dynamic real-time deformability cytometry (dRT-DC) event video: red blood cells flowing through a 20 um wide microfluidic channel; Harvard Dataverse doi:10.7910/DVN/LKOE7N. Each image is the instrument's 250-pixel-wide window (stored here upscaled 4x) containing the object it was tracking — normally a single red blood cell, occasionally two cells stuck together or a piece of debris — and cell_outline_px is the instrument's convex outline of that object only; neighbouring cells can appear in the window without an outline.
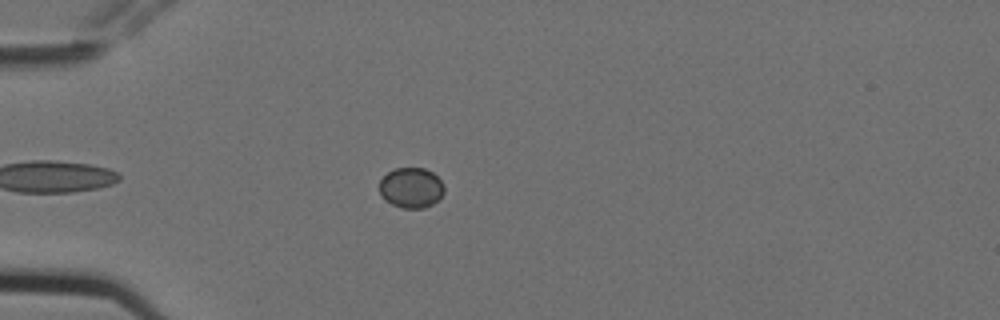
{"species": "Egyptian fruit bat (a non-hibernating species)", "species_latin": "Rousettus aegyptiacus", "temperature_condition": "cold", "stored_images_in_passage": 10, "camera_frame_rate_fps": 3000, "um_per_image_px": 0.085, "animal": {"sex": "female"}, "frame": {"image": 1, "passage_image": 4, "time_ms": 1.0, "image_size_px": [1000, 320], "cell_outline_px": [[444, 192], [432, 204], [424, 208], [400, 208], [384, 200], [380, 192], [380, 180], [388, 172], [396, 168], [424, 168], [432, 172], [444, 184]], "centroid_in_image_um": [34.94, 15.96], "position_along_channel_um": 50.1, "area_um2": 15.14}}
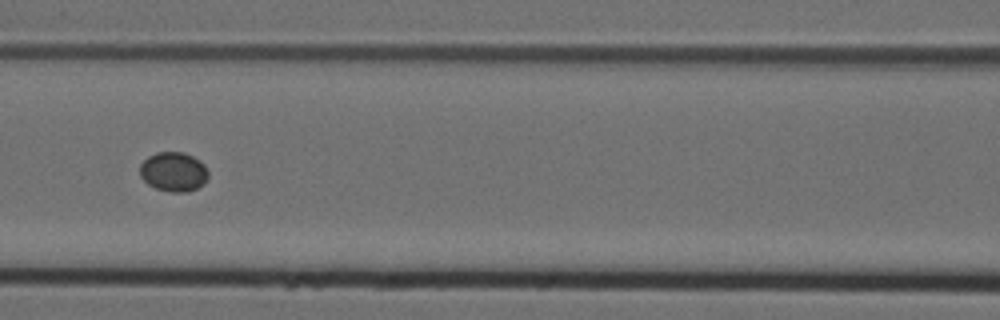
{"frame": {"image": 2, "passage_image": 7, "time_ms": 2.0, "image_size_px": [1000, 320], "cell_outline_px": [[208, 180], [204, 184], [188, 192], [168, 192], [156, 188], [148, 184], [140, 176], [140, 164], [148, 156], [156, 152], [184, 152], [192, 156], [204, 164], [208, 172]], "centroid_in_image_um": [14.76, 14.6], "position_along_channel_um": 151.8, "area_um2": 15.84}}
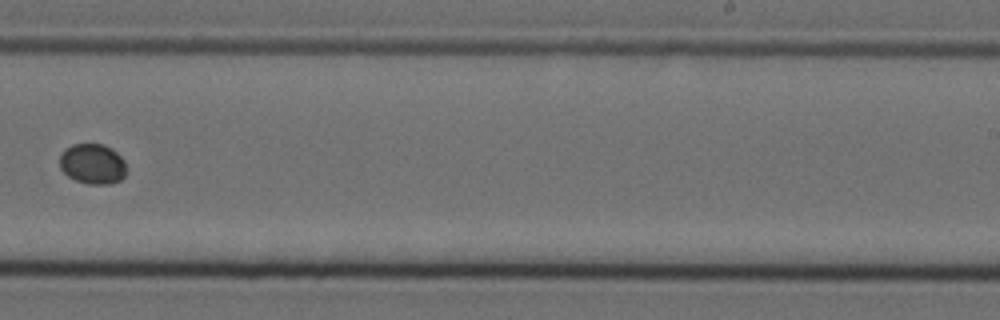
{"frame": {"image": 3, "passage_image": 10, "time_ms": 3.0, "image_size_px": [1000, 320], "cell_outline_px": [[124, 176], [120, 180], [108, 184], [88, 184], [76, 180], [68, 176], [60, 168], [60, 152], [64, 148], [72, 144], [104, 144], [112, 148], [124, 160]], "centroid_in_image_um": [7.83, 13.91], "position_along_channel_um": 281.2, "area_um2": 15.66}}